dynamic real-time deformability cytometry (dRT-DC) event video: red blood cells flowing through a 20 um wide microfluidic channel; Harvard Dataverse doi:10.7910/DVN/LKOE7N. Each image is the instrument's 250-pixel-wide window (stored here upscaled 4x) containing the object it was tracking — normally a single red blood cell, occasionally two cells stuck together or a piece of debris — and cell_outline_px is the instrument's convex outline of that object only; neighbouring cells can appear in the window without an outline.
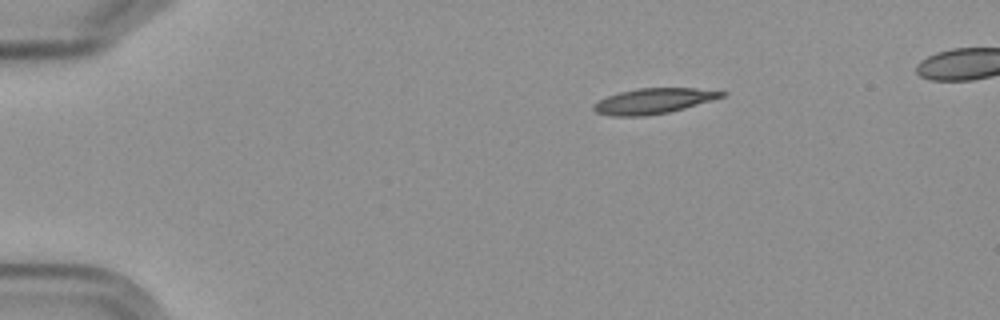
{"species": "Egyptian fruit bat (a non-hibernating species)", "species_latin": "Rousettus aegyptiacus", "temperature_condition": "cold", "stored_images_in_passage": 4, "camera_frame_rate_fps": 3000, "um_per_image_px": 0.085, "frame": {"image": 1, "passage_image": 1, "time_ms": 0.0, "image_size_px": [1000, 320], "cell_outline_px": [[728, 92], [724, 96], [712, 100], [684, 108], [668, 112], [644, 116], [612, 116], [596, 112], [592, 108], [592, 104], [608, 96], [620, 92], [636, 88], [696, 88]], "centroid_in_image_um": [55.53, 8.58], "position_along_channel_um": 29.5, "area_um2": 18.84}}